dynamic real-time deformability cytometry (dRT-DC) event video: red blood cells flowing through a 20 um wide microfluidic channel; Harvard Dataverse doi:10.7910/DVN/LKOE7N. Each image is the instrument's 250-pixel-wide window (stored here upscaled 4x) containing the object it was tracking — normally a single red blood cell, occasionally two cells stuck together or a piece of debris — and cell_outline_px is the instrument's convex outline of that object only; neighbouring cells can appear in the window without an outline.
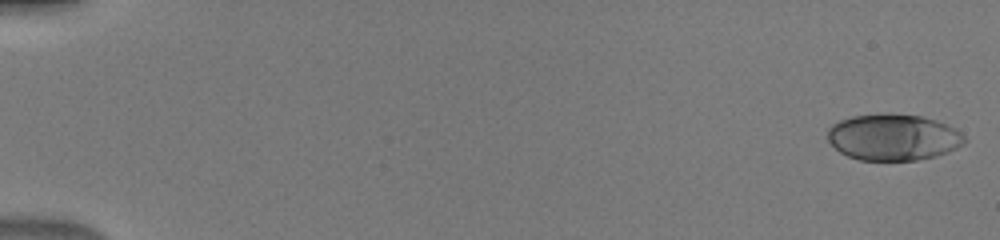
{"species": "human", "species_latin": "Homo sapiens", "temperature_condition": "warm", "stored_images_in_passage": 51, "segment_of_instrument_passage": [1, 2], "camera_frame_rate_fps": 3000, "um_per_image_px": 0.085, "donor": {"sex": "male"}, "frame": {"image": 1, "passage_image": 1, "time_ms": 0.0, "image_size_px": [1000, 240], "cell_outline_px": [[968, 140], [964, 144], [956, 148], [936, 156], [916, 160], [860, 160], [848, 156], [840, 152], [828, 140], [828, 128], [832, 124], [840, 120], [852, 116], [884, 112], [888, 112], [924, 116], [936, 120], [956, 128]], "centroid_in_image_um": [75.94, 11.64], "position_along_channel_um": 9.1, "area_um2": 37.4}}
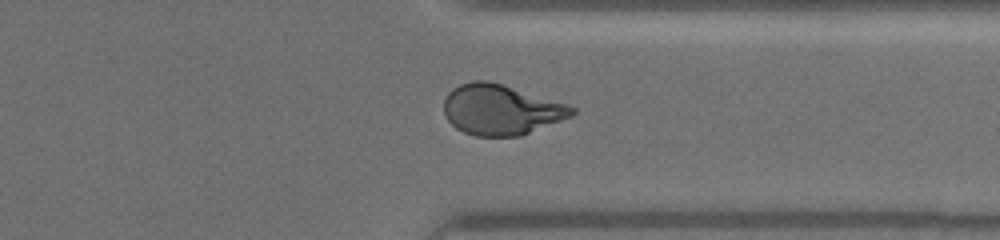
{"frame": {"image": 2, "passage_image": 40, "time_ms": 13.0, "image_size_px": [1000, 240], "cell_outline_px": [[576, 112], [572, 116], [520, 136], [476, 136], [464, 132], [456, 128], [444, 116], [444, 100], [448, 92], [452, 88], [460, 84], [472, 80], [488, 80], [564, 104], [576, 108]], "centroid_in_image_um": [42.53, 9.33], "position_along_channel_um": 368.9, "area_um2": 37.17}}
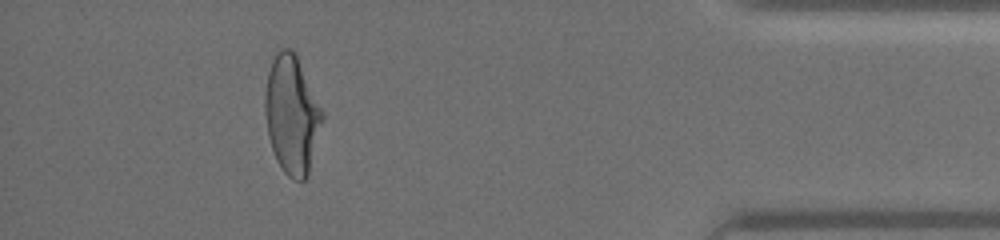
{"frame": {"image": 3, "passage_image": 46, "time_ms": 15.0, "image_size_px": [1000, 240], "cell_outline_px": [[324, 116], [308, 176], [304, 180], [292, 180], [284, 172], [276, 160], [268, 136], [264, 112], [264, 92], [268, 72], [272, 60], [276, 52], [280, 48], [288, 48], [296, 52], [324, 112]], "centroid_in_image_um": [24.8, 9.72], "position_along_channel_um": 410.4, "area_um2": 39.94}}